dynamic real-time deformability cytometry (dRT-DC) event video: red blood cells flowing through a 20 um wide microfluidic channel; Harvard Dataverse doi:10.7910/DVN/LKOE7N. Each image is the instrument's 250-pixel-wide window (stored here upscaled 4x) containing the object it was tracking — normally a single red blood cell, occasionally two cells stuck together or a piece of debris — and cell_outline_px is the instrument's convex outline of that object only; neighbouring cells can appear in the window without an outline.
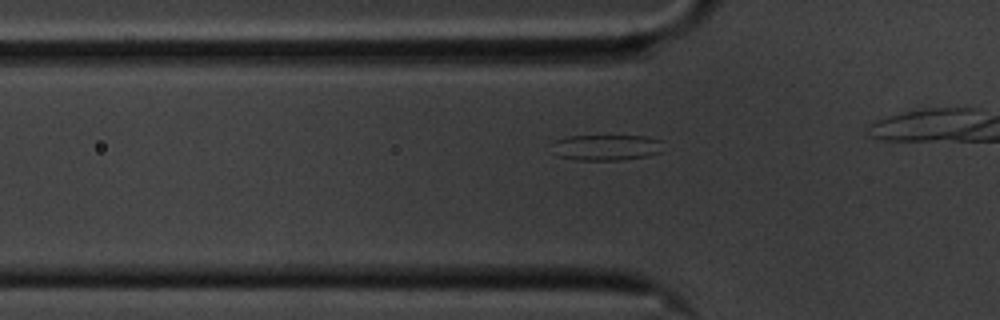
{"species": "common noctule bat (a hibernating species)", "species_latin": "Nyctalus noctula", "temperature_condition": "cold", "stored_images_in_passage": 17, "camera_frame_rate_fps": 3000, "um_per_image_px": 0.085, "animal": {"sex": "male", "body_mass_g": 20.1, "forearm_length_mm": 53.5}, "frame": {"image": 1, "passage_image": 12, "time_ms": 3.667, "image_size_px": [1000, 320], "cell_outline_px": [[660, 152], [648, 156], [624, 160], [580, 160], [560, 156], [556, 140], [568, 136], [648, 136], [660, 140]], "centroid_in_image_um": [51.65, 12.53], "position_along_channel_um": 74.2, "area_um2": 16.18}}
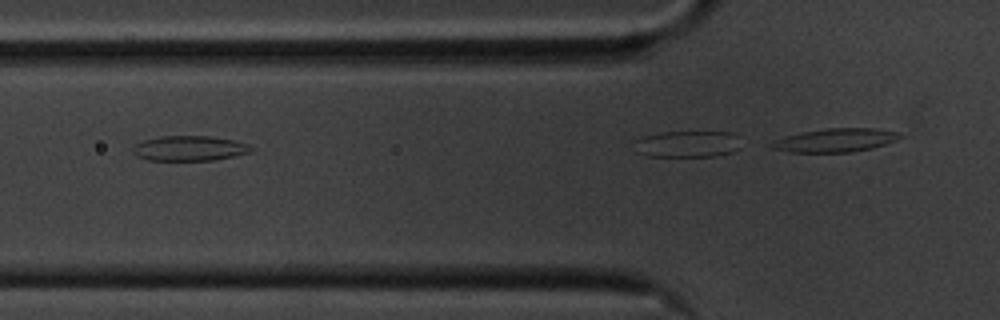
{"frame": {"image": 2, "passage_image": 15, "time_ms": 4.667, "image_size_px": [1000, 320], "cell_outline_px": [[252, 152], [236, 156], [216, 160], [148, 160], [136, 156], [132, 152], [132, 148], [136, 144], [144, 140], [160, 136], [212, 136], [236, 140], [248, 144], [252, 148]], "centroid_in_image_um": [16.13, 12.61], "position_along_channel_um": 109.7, "area_um2": 17.46}}